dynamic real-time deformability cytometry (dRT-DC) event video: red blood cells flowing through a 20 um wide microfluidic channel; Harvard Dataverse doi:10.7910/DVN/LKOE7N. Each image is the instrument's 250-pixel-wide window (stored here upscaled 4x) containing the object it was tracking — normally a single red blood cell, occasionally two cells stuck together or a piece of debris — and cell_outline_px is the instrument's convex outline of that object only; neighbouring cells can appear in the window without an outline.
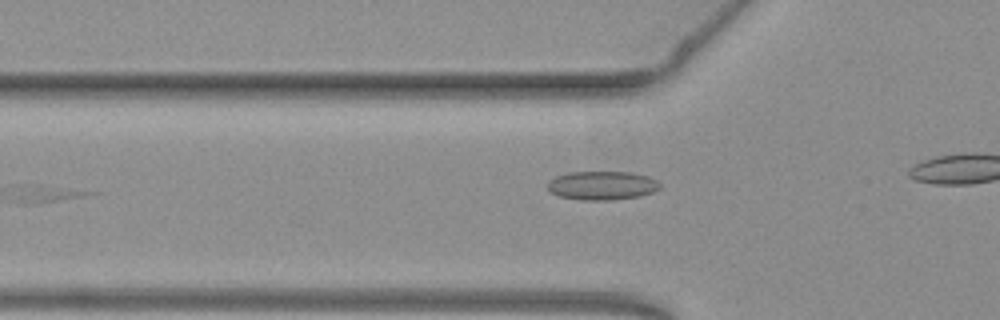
{"species": "common noctule bat (a hibernating species)", "species_latin": "Nyctalus noctula", "temperature_condition": "warm", "stored_images_in_passage": 32, "segment_of_instrument_passage": [1, 2], "camera_frame_rate_fps": 3000, "um_per_image_px": 0.085, "animal": {"sex": "female", "body_mass_g": 19.3, "forearm_length_mm": 54.1}, "frame": {"image": 1, "passage_image": 14, "time_ms": 4.333, "image_size_px": [1000, 320], "cell_outline_px": [[660, 188], [652, 192], [640, 196], [612, 200], [580, 200], [560, 196], [548, 192], [548, 180], [556, 176], [568, 172], [632, 172], [648, 176], [656, 180], [660, 184]], "centroid_in_image_um": [51.15, 15.77], "position_along_channel_um": 74.6, "area_um2": 18.96}}